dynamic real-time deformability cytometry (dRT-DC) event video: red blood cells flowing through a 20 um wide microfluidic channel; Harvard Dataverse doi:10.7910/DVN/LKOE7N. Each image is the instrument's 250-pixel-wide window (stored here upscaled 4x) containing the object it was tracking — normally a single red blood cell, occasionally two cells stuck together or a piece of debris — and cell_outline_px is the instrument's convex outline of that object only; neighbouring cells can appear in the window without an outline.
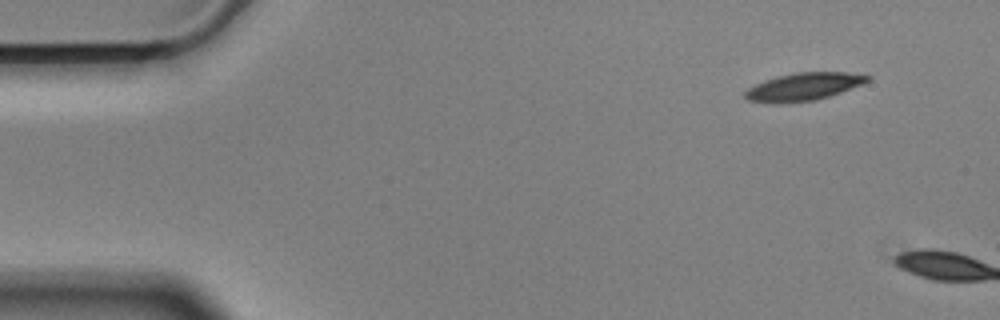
{"species": "Egyptian fruit bat (a non-hibernating species)", "species_latin": "Rousettus aegyptiacus", "temperature_condition": "cold", "stored_images_in_passage": 3, "camera_frame_rate_fps": 3000, "um_per_image_px": 0.085, "animal": {"sex": "male"}, "frame": {"image": 1, "passage_image": 1, "time_ms": 0.0, "image_size_px": [1000, 320], "cell_outline_px": [[868, 80], [860, 84], [840, 92], [816, 100], [776, 104], [748, 100], [744, 96], [744, 92], [748, 88], [764, 80], [776, 76], [796, 72], [844, 72], [868, 76]], "centroid_in_image_um": [68.21, 7.38], "position_along_channel_um": 16.8, "area_um2": 19.48}}